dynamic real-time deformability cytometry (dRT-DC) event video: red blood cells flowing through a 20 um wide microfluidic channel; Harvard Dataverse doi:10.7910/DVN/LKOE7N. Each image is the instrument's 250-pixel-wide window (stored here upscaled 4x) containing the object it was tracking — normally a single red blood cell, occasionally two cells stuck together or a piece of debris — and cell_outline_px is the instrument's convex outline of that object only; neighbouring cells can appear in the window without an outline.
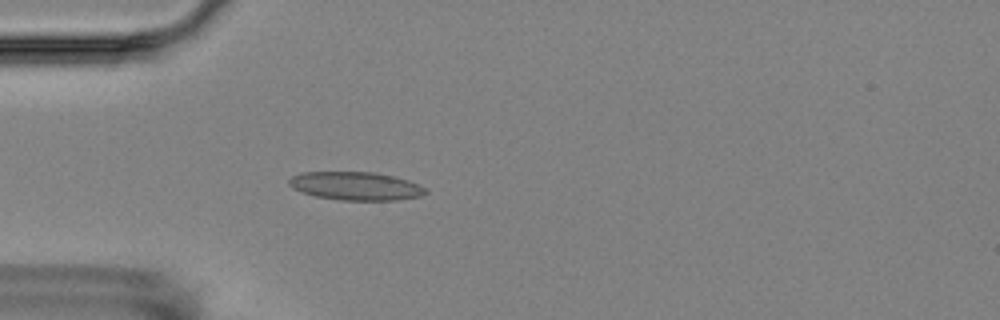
{"species": "Egyptian fruit bat (a non-hibernating species)", "species_latin": "Rousettus aegyptiacus", "temperature_condition": "room temperature", "stored_images_in_passage": 4, "camera_frame_rate_fps": 3000, "um_per_image_px": 0.085, "animal": {"sex": "female"}, "frame": {"image": 1, "passage_image": 4, "time_ms": 3.667, "image_size_px": [1000, 320], "cell_outline_px": [[428, 192], [420, 196], [396, 200], [340, 200], [316, 196], [300, 192], [292, 188], [288, 184], [288, 180], [292, 176], [300, 172], [372, 172], [392, 176], [408, 180], [428, 188]], "centroid_in_image_um": [30.22, 15.81], "position_along_channel_um": 54.8, "area_um2": 22.6}}